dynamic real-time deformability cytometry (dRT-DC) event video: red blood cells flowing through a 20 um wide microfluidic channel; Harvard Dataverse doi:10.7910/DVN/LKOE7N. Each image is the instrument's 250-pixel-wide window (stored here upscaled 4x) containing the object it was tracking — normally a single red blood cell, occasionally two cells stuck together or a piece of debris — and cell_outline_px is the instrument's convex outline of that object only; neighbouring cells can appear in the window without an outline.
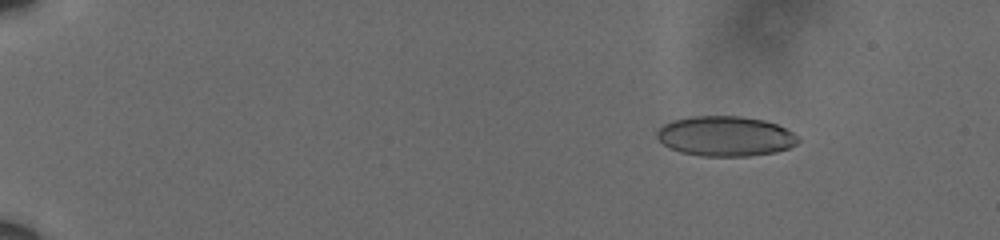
{"species": "human", "species_latin": "Homo sapiens", "temperature_condition": "cold", "stored_images_in_passage": 61, "camera_frame_rate_fps": 3000, "um_per_image_px": 0.085, "donor": {"sex": "male"}, "frame": {"image": 1, "passage_image": 10, "time_ms": 3.0, "image_size_px": [1000, 240], "cell_outline_px": [[800, 140], [796, 144], [788, 148], [776, 152], [748, 156], [700, 156], [680, 152], [664, 144], [656, 136], [656, 132], [664, 124], [672, 120], [692, 116], [740, 116], [764, 120], [776, 124], [792, 132]], "centroid_in_image_um": [61.65, 11.57], "position_along_channel_um": 23.3, "area_um2": 32.83}}
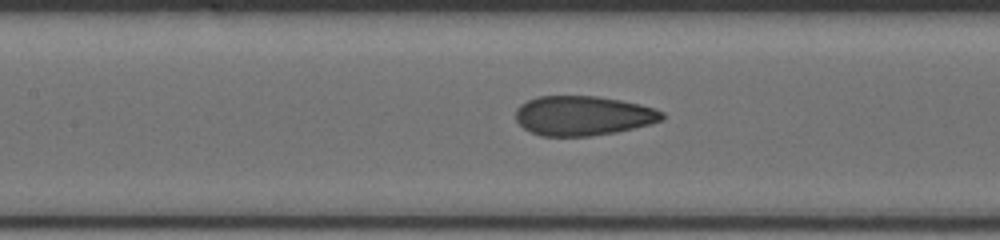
{"frame": {"image": 2, "passage_image": 32, "time_ms": 10.333, "image_size_px": [1000, 240], "cell_outline_px": [[664, 120], [616, 132], [592, 136], [540, 136], [524, 128], [516, 120], [516, 108], [520, 104], [536, 96], [596, 96], [620, 100], [640, 104], [656, 108], [664, 112]], "centroid_in_image_um": [49.56, 9.83], "position_along_channel_um": 157.8, "area_um2": 33.87}}
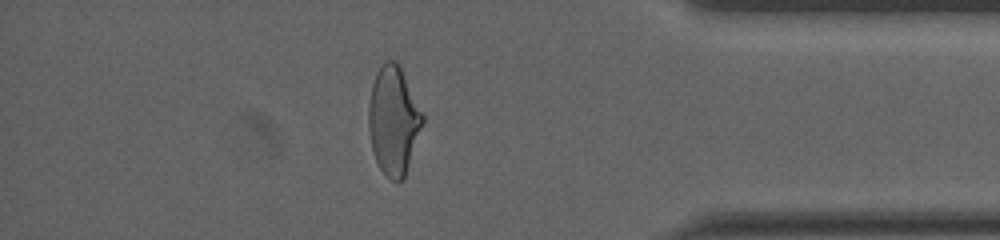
{"frame": {"image": 3, "passage_image": 54, "time_ms": 17.667, "image_size_px": [1000, 240], "cell_outline_px": [[424, 120], [404, 176], [400, 180], [392, 180], [384, 176], [376, 160], [372, 148], [368, 128], [368, 104], [372, 84], [376, 72], [384, 60], [396, 60], [424, 116]], "centroid_in_image_um": [33.41, 10.22], "position_along_channel_um": 401.8, "area_um2": 33.58}, "authors_computed_cell_mechanics": {"area_um2": 33.6974, "velocity_mm_per_s": 3.6328, "shape_relaxation_time_tau1_ms": null, "shape_relaxation_time_tau2_ms": 0.9973, "deformation_change_tau1": null, "deformation_change_tau2": 0.0819}}